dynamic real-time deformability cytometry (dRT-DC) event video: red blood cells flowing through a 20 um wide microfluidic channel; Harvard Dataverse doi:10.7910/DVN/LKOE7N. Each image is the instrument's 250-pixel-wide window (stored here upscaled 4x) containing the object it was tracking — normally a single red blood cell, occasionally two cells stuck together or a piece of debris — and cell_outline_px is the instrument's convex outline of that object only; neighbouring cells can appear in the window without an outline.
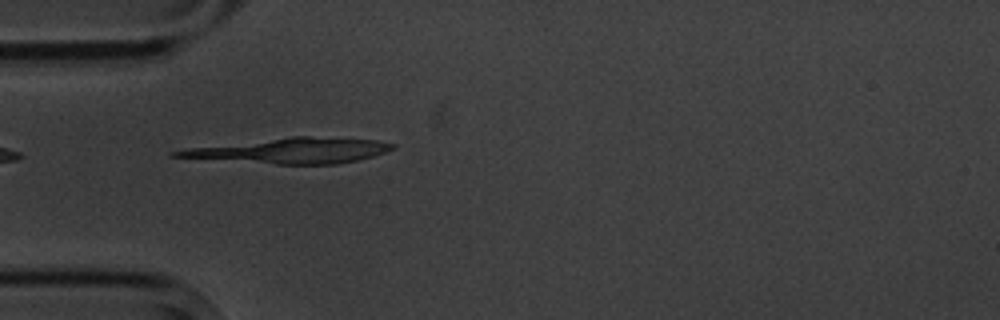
{"species": "common noctule bat (a hibernating species)", "species_latin": "Nyctalus noctula", "temperature_condition": "cold", "stored_images_in_passage": 8, "camera_frame_rate_fps": 3000, "um_per_image_px": 0.085, "animal": {"sex": "male", "body_mass_g": 20.1, "forearm_length_mm": 53.5}, "frame": {"image": 1, "passage_image": 6, "time_ms": 6.667, "image_size_px": [1000, 320], "cell_outline_px": [[396, 148], [372, 156], [356, 160], [336, 164], [276, 164], [168, 156], [168, 152], [188, 148], [292, 136], [308, 136], [380, 140], [396, 144]], "centroid_in_image_um": [24.72, 12.8], "position_along_channel_um": 60.3, "area_um2": 31.67}}
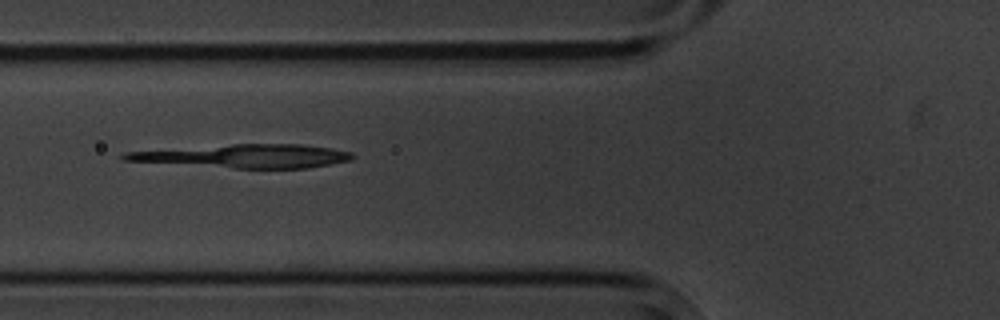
{"frame": {"image": 2, "passage_image": 7, "time_ms": 8.0, "image_size_px": [1000, 320], "cell_outline_px": [[356, 156], [352, 160], [308, 168], [236, 168], [124, 160], [120, 156], [124, 152], [232, 144], [300, 144], [332, 148], [352, 152]], "centroid_in_image_um": [20.88, 13.26], "position_along_channel_um": 104.9, "area_um2": 30.81}}
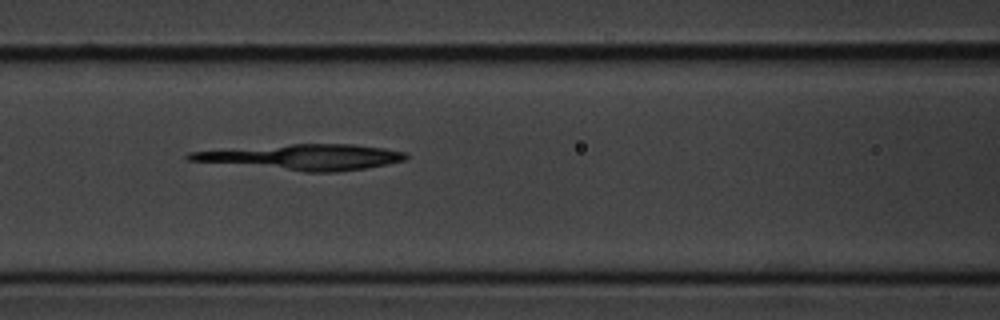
{"frame": {"image": 3, "passage_image": 8, "time_ms": 9.0, "image_size_px": [1000, 320], "cell_outline_px": [[408, 156], [404, 160], [364, 168], [336, 172], [304, 172], [188, 160], [184, 156], [188, 152], [292, 144], [352, 144], [384, 148], [408, 152]], "centroid_in_image_um": [25.76, 13.35], "position_along_channel_um": 140.8, "area_um2": 31.96}}